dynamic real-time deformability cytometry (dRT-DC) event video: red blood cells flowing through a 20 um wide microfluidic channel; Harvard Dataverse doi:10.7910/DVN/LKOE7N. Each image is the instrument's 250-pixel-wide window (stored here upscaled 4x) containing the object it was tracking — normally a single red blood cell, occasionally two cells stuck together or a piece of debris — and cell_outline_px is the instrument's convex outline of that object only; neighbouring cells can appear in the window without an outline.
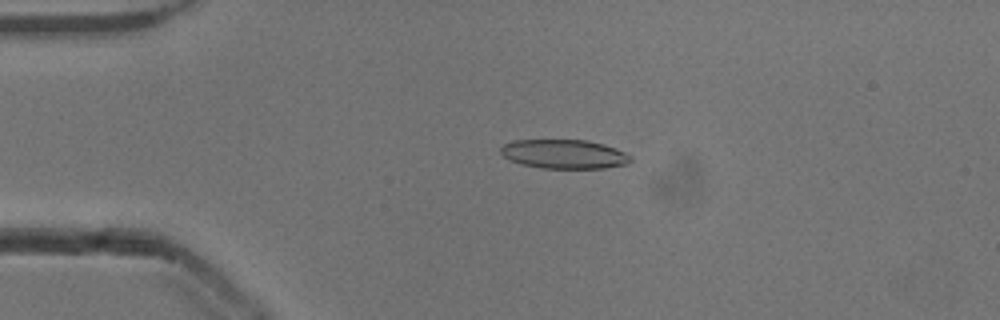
{"species": "common noctule bat (a hibernating species)", "species_latin": "Nyctalus noctula", "temperature_condition": "cold", "stored_images_in_passage": 53, "camera_frame_rate_fps": 3000, "um_per_image_px": 0.085, "animal": {"sex": "male", "body_mass_g": 13.3}, "frame": {"image": 1, "passage_image": 12, "time_ms": 3.667, "image_size_px": [1000, 320], "cell_outline_px": [[632, 160], [628, 164], [604, 168], [540, 168], [520, 164], [504, 156], [500, 152], [500, 148], [504, 144], [512, 140], [588, 140], [604, 144], [624, 152], [632, 156]], "centroid_in_image_um": [47.96, 13.1], "position_along_channel_um": 37.0, "area_um2": 22.08}}
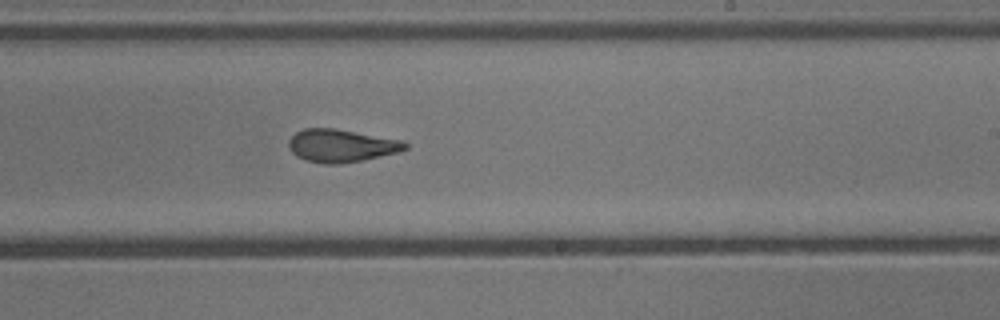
{"frame": {"image": 2, "passage_image": 32, "time_ms": 10.333, "image_size_px": [1000, 320], "cell_outline_px": [[408, 148], [396, 152], [360, 160], [340, 164], [324, 164], [304, 160], [296, 156], [292, 152], [288, 144], [288, 140], [296, 132], [304, 128], [332, 128], [404, 140], [408, 144]], "centroid_in_image_um": [28.98, 12.38], "position_along_channel_um": 260.0, "area_um2": 22.14}}
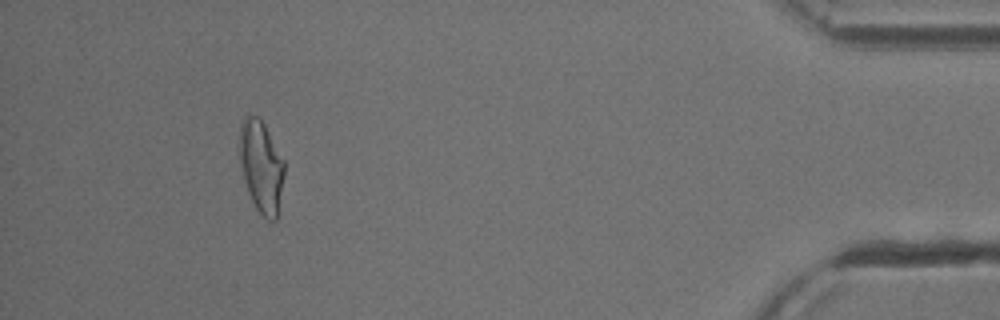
{"frame": {"image": 3, "passage_image": 49, "time_ms": 16.0, "image_size_px": [1000, 320], "cell_outline_px": [[284, 176], [276, 220], [268, 220], [256, 208], [248, 192], [240, 164], [240, 120], [248, 116], [256, 116], [264, 124], [284, 160]], "centroid_in_image_um": [22.21, 14.14], "position_along_channel_um": 413.0, "area_um2": 23.58}, "authors_computed_cell_mechanics": {"area_um2": 22.542, "velocity_mm_per_s": 3.869, "shape_relaxation_time_tau1_ms": null, "shape_relaxation_time_tau2_ms": 1.6972, "deformation_change_tau1": null, "deformation_change_tau2": 0.0967}}